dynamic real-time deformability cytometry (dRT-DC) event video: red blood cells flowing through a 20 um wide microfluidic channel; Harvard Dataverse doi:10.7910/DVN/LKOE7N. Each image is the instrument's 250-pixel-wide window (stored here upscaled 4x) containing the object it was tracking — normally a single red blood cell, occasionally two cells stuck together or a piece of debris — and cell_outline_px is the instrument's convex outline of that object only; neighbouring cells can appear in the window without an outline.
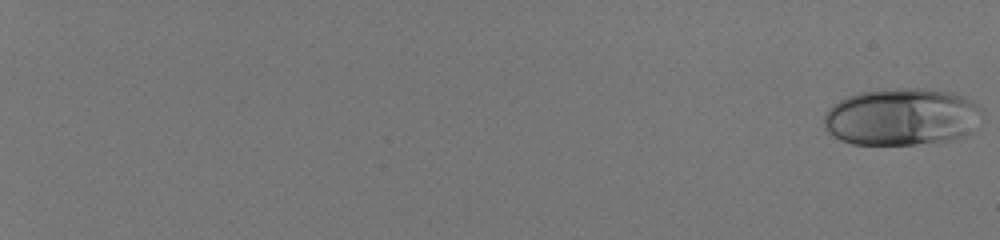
{"species": "human", "species_latin": "Homo sapiens", "temperature_condition": "room temperature", "stored_images_in_passage": 60, "camera_frame_rate_fps": 3000, "um_per_image_px": 0.085, "donor": {"sex": "male"}, "frame": {"image": 1, "passage_image": 1, "time_ms": 0.0, "image_size_px": [1000, 240], "cell_outline_px": [[984, 112], [980, 128], [976, 132], [952, 140], [916, 144], [852, 144], [840, 140], [832, 136], [824, 128], [824, 116], [828, 108], [832, 104], [848, 96], [860, 92], [884, 88], [924, 88], [952, 92], [968, 96], [980, 104], [984, 108]], "centroid_in_image_um": [76.76, 9.92], "position_along_channel_um": 8.2, "area_um2": 54.39}}
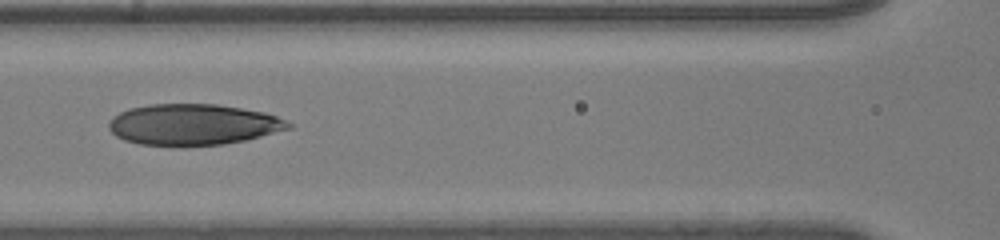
{"frame": {"image": 2, "passage_image": 35, "time_ms": 11.333, "image_size_px": [1000, 240], "cell_outline_px": [[292, 128], [244, 140], [224, 144], [184, 148], [180, 148], [140, 144], [124, 140], [116, 136], [108, 128], [108, 124], [112, 116], [128, 108], [148, 104], [216, 104], [264, 112], [276, 116], [292, 124]], "centroid_in_image_um": [16.36, 10.61], "position_along_channel_um": 150.2, "area_um2": 43.64}}
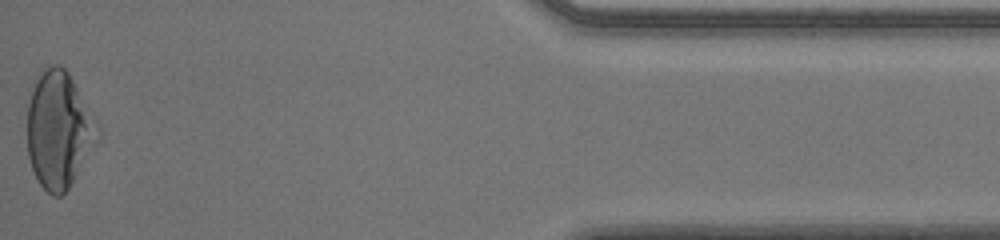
{"frame": {"image": 3, "passage_image": 60, "time_ms": 19.667, "image_size_px": [1000, 240], "cell_outline_px": [[84, 144], [76, 172], [68, 188], [60, 196], [52, 196], [40, 184], [32, 168], [28, 156], [28, 104], [32, 80], [44, 68], [52, 64], [60, 64], [68, 72], [76, 88], [84, 120]], "centroid_in_image_um": [4.66, 10.97], "position_along_channel_um": 430.5, "area_um2": 42.14}, "authors_computed_cell_mechanics": {"area_um2": 45.0262, "velocity_mm_per_s": 4.0049, "shape_relaxation_time_tau1_ms": 8.6635, "shape_relaxation_time_tau2_ms": 1.5242, "deformation_change_tau1": 0.2548, "deformation_change_tau2": 0.0884}}